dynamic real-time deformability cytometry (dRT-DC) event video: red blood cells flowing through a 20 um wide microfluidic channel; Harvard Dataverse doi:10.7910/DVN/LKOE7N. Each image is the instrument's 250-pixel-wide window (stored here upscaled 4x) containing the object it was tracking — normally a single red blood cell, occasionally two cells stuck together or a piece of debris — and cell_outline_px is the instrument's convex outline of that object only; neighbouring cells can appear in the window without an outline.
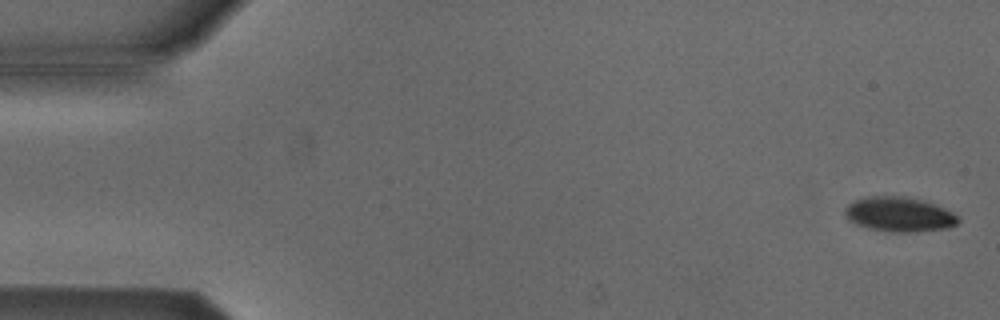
{"species": "Egyptian fruit bat (a non-hibernating species)", "species_latin": "Rousettus aegyptiacus", "temperature_condition": "cold", "stored_images_in_passage": 17, "camera_frame_rate_fps": 3000, "um_per_image_px": 0.085, "animal": {"sex": "male"}, "frame": {"image": 1, "passage_image": 2, "time_ms": 0.333, "image_size_px": [1000, 320], "cell_outline_px": [[960, 220], [956, 224], [948, 228], [916, 232], [892, 232], [868, 228], [856, 224], [848, 220], [844, 216], [844, 208], [852, 200], [868, 196], [908, 196], [936, 204], [960, 216]], "centroid_in_image_um": [76.42, 18.21], "position_along_channel_um": 8.6, "area_um2": 23.29}}
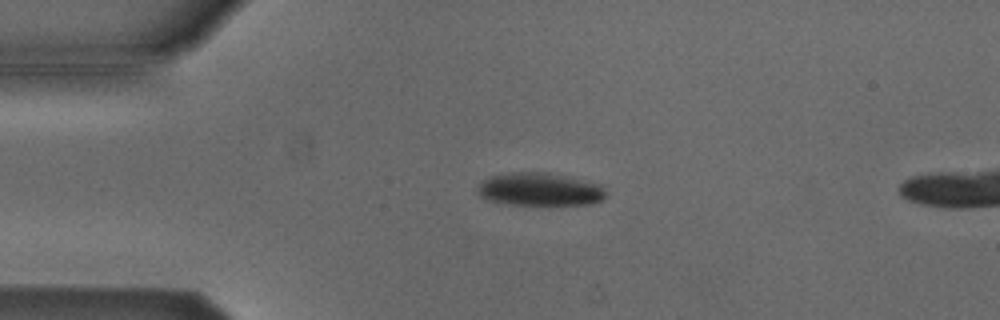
{"frame": {"image": 2, "passage_image": 13, "time_ms": 4.0, "image_size_px": [1000, 320], "cell_outline_px": [[604, 200], [592, 204], [548, 208], [508, 204], [488, 200], [480, 196], [476, 192], [476, 188], [484, 180], [492, 176], [512, 172], [544, 172], [600, 184], [604, 188]], "centroid_in_image_um": [45.89, 16.16], "position_along_channel_um": 39.1, "area_um2": 25.55}}